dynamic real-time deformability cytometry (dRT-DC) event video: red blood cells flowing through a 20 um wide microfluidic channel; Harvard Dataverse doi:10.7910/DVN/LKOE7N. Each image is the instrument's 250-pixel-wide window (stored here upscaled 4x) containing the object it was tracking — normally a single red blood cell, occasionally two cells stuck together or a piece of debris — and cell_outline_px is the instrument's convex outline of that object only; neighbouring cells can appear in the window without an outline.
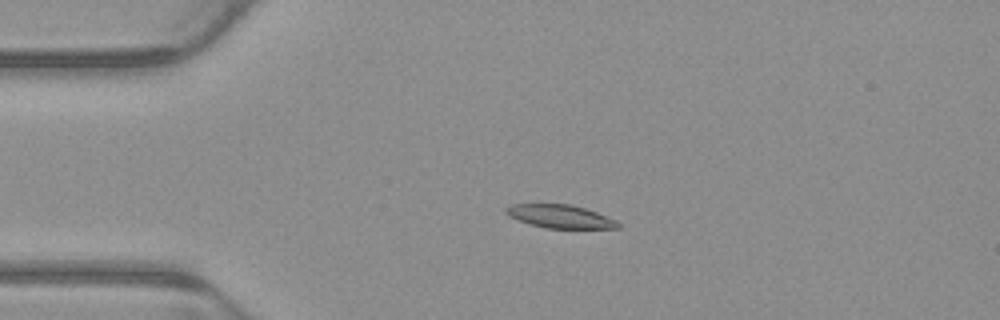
{"species": "common noctule bat (a hibernating species)", "species_latin": "Nyctalus noctula", "temperature_condition": "warm", "stored_images_in_passage": 5, "camera_frame_rate_fps": 3000, "um_per_image_px": 0.085, "animal": {"sex": "male", "body_mass_g": 23.1, "forearm_length_mm": 52.7}, "frame": {"image": 1, "passage_image": 4, "time_ms": 1.0, "image_size_px": [1000, 320], "cell_outline_px": [[620, 228], [548, 228], [532, 224], [508, 216], [504, 212], [504, 208], [508, 204], [572, 204], [596, 212], [616, 220], [620, 224]], "centroid_in_image_um": [47.59, 18.38], "position_along_channel_um": 37.4, "area_um2": 15.09}}